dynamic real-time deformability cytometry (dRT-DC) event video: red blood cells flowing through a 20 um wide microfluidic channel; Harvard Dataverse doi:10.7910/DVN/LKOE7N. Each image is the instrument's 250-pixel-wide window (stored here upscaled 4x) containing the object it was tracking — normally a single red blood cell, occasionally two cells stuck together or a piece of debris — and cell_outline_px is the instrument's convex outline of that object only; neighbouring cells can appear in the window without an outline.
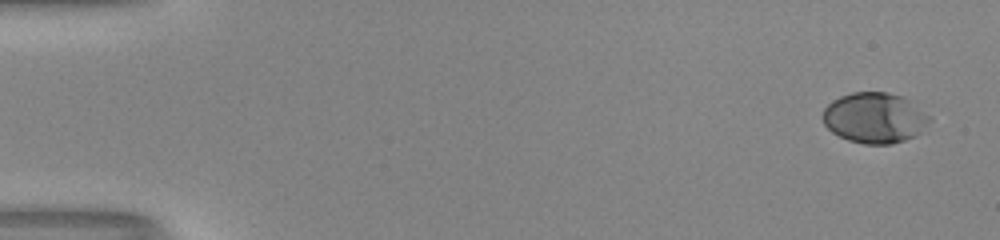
{"species": "human", "species_latin": "Homo sapiens", "temperature_condition": "room temperature", "stored_images_in_passage": 52, "camera_frame_rate_fps": 3000, "um_per_image_px": 0.085, "donor": {"sex": "male"}, "frame": {"image": 1, "passage_image": 1, "time_ms": 0.0, "image_size_px": [1000, 240], "cell_outline_px": [[932, 120], [912, 136], [904, 140], [892, 144], [864, 144], [848, 140], [832, 132], [824, 124], [824, 108], [832, 100], [840, 96], [852, 92], [888, 92], [900, 96], [908, 100], [928, 116]], "centroid_in_image_um": [74.29, 10.01], "position_along_channel_um": 10.7, "area_um2": 30.87}}
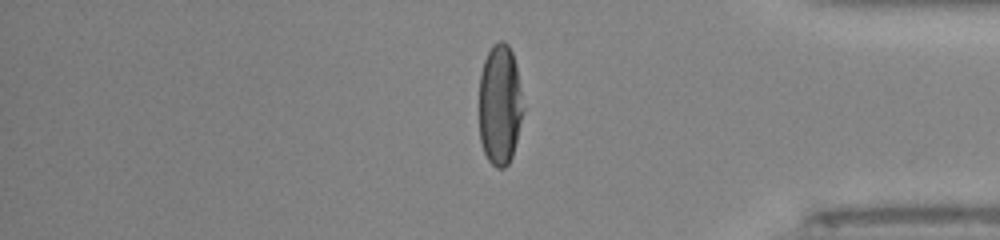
{"frame": {"image": 2, "passage_image": 44, "time_ms": 14.333, "image_size_px": [1000, 240], "cell_outline_px": [[524, 108], [512, 156], [508, 164], [504, 168], [496, 168], [488, 160], [484, 152], [480, 140], [480, 72], [484, 60], [492, 44], [500, 40], [504, 40], [508, 44], [512, 52], [516, 64]], "centroid_in_image_um": [42.49, 8.88], "position_along_channel_um": 392.7, "area_um2": 31.04}}
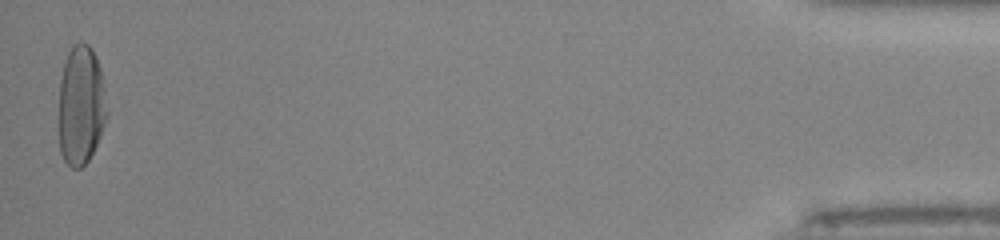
{"frame": {"image": 3, "passage_image": 52, "time_ms": 17.0, "image_size_px": [1000, 240], "cell_outline_px": [[108, 112], [100, 136], [88, 160], [80, 168], [72, 168], [64, 160], [60, 152], [60, 80], [64, 64], [68, 52], [72, 44], [88, 44], [92, 48], [96, 56], [100, 68]], "centroid_in_image_um": [6.89, 8.95], "position_along_channel_um": 428.3, "area_um2": 33.12}, "authors_computed_cell_mechanics": {"area_um2": 32.5125, "velocity_mm_per_s": 3.9962, "shape_relaxation_time_tau1_ms": 3.7486, "shape_relaxation_time_tau2_ms": null, "deformation_change_tau1": 0.2024, "deformation_change_tau2": null}}